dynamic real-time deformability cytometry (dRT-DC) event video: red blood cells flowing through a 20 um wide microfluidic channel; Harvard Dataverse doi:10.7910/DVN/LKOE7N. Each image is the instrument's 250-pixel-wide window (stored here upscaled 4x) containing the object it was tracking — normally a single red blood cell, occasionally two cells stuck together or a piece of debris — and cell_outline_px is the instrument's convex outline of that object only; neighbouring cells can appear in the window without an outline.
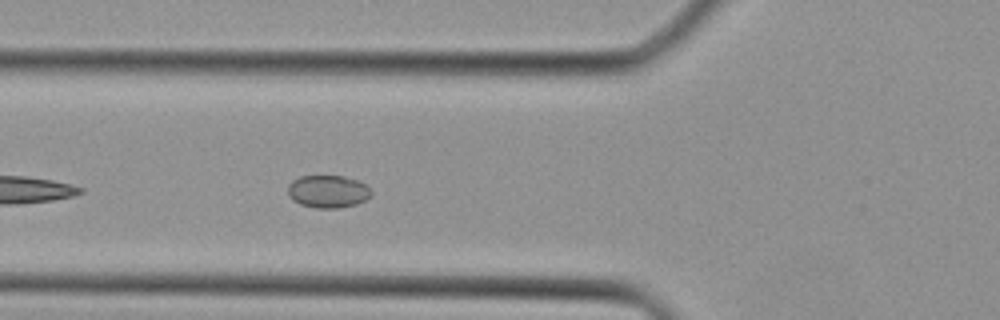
{"species": "Egyptian fruit bat (a non-hibernating species)", "species_latin": "Rousettus aegyptiacus", "temperature_condition": "cold", "stored_images_in_passage": 33, "camera_frame_rate_fps": 3000, "um_per_image_px": 0.085, "animal": {"sex": "female"}, "frame": {"image": 1, "passage_image": 13, "time_ms": 4.0, "image_size_px": [1000, 320], "cell_outline_px": [[372, 192], [364, 200], [356, 204], [336, 208], [316, 208], [300, 204], [292, 200], [288, 196], [288, 184], [292, 180], [300, 176], [344, 176], [356, 180], [364, 184]], "centroid_in_image_um": [27.81, 16.27], "position_along_channel_um": 98.0, "area_um2": 15.72}}
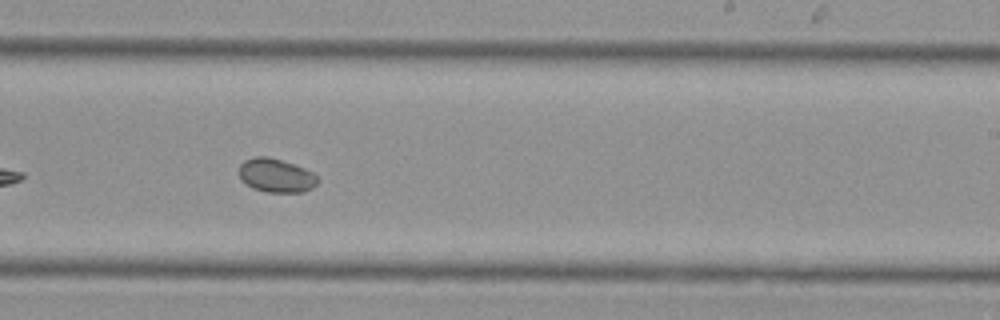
{"frame": {"image": 2, "passage_image": 23, "time_ms": 7.333, "image_size_px": [1000, 320], "cell_outline_px": [[320, 180], [312, 188], [304, 192], [268, 192], [252, 188], [240, 180], [240, 164], [244, 160], [256, 156], [268, 156], [304, 168], [312, 172]], "centroid_in_image_um": [23.46, 14.92], "position_along_channel_um": 265.5, "area_um2": 15.43}}
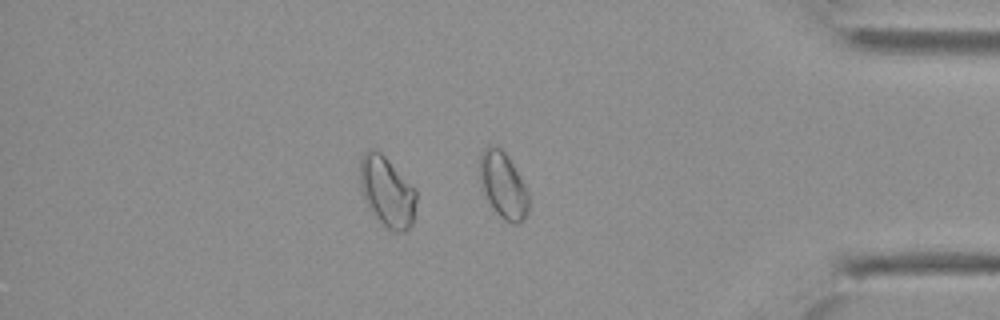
{"frame": {"image": 3, "passage_image": 32, "time_ms": 10.333, "image_size_px": [1000, 320], "cell_outline_px": [[416, 200], [412, 224], [404, 232], [392, 232], [368, 208], [360, 188], [360, 156], [368, 148], [372, 148], [380, 152], [416, 188]], "centroid_in_image_um": [32.89, 16.27], "position_along_channel_um": 402.3, "area_um2": 23.06}}